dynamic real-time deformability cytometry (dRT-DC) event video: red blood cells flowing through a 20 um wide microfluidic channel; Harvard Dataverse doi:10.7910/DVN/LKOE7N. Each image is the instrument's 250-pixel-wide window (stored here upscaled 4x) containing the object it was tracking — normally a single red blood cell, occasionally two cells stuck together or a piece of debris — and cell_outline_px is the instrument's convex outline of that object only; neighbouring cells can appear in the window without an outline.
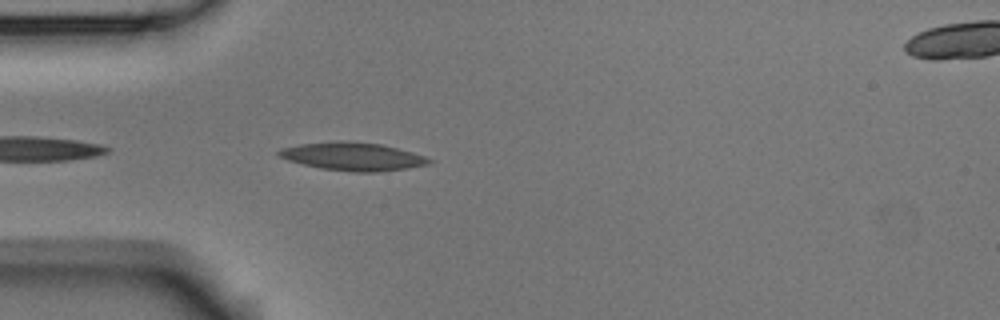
{"species": "Egyptian fruit bat (a non-hibernating species)", "species_latin": "Rousettus aegyptiacus", "temperature_condition": "room temperature", "stored_images_in_passage": 5, "segment_of_instrument_passage": [1, 2], "camera_frame_rate_fps": 3000, "um_per_image_px": 0.085, "animal": {"sex": "male"}, "frame": {"image": 1, "passage_image": 4, "time_ms": 1.0, "image_size_px": [1000, 320], "cell_outline_px": [[432, 160], [428, 164], [408, 168], [380, 172], [356, 172], [320, 168], [288, 160], [280, 156], [276, 152], [280, 148], [300, 144], [340, 140], [380, 144], [412, 152], [424, 156]], "centroid_in_image_um": [29.97, 13.3], "position_along_channel_um": 55.0, "area_um2": 24.39}}